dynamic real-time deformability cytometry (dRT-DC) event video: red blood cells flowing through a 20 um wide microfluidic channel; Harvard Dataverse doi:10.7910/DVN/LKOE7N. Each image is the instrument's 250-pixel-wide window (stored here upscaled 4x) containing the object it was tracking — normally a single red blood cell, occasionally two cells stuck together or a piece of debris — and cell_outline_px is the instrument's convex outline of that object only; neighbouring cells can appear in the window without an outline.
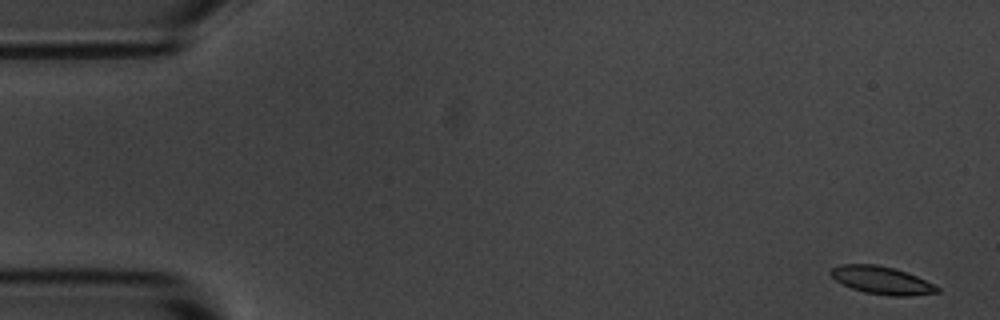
{"species": "common noctule bat (a hibernating species)", "species_latin": "Nyctalus noctula", "temperature_condition": "room temperature", "stored_images_in_passage": 10, "camera_frame_rate_fps": 3000, "um_per_image_px": 0.085, "animal": {"sex": "male", "body_mass_g": 20.1, "forearm_length_mm": 53.5}, "frame": {"image": 1, "passage_image": 1, "time_ms": 0.0, "image_size_px": [1000, 320], "cell_outline_px": [[940, 292], [908, 296], [888, 296], [864, 292], [852, 288], [836, 280], [828, 272], [832, 268], [840, 264], [876, 264], [892, 268], [916, 276], [940, 288]], "centroid_in_image_um": [74.92, 23.83], "position_along_channel_um": 10.1, "area_um2": 16.99}}
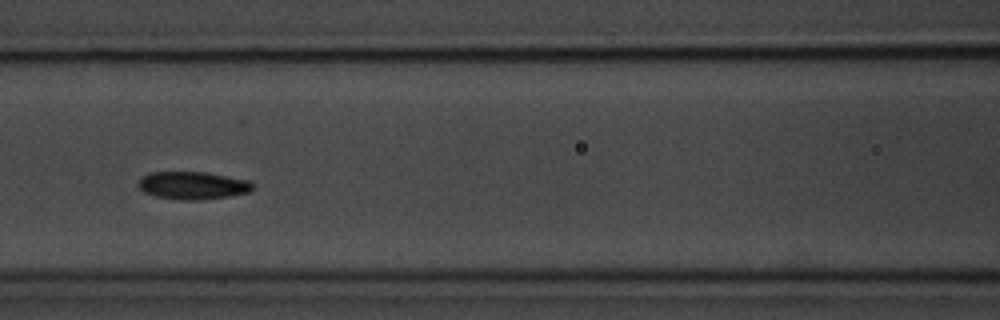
{"frame": {"image": 2, "passage_image": 7, "time_ms": 7.333, "image_size_px": [1000, 320], "cell_outline_px": [[256, 188], [248, 192], [228, 196], [204, 200], [180, 200], [156, 196], [144, 192], [140, 188], [140, 176], [148, 172], [208, 172], [248, 180], [256, 184]], "centroid_in_image_um": [16.43, 15.76], "position_along_channel_um": 150.2, "area_um2": 18.67}}
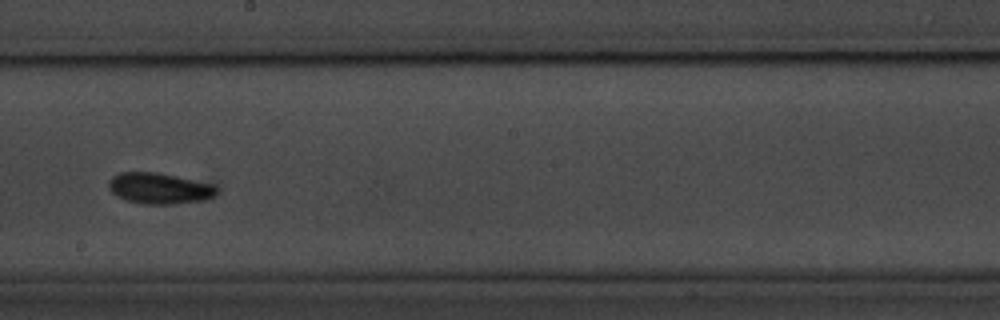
{"frame": {"image": 3, "passage_image": 9, "time_ms": 9.667, "image_size_px": [1000, 320], "cell_outline_px": [[220, 188], [216, 196], [204, 200], [176, 204], [144, 204], [124, 200], [116, 196], [108, 188], [108, 180], [112, 176], [120, 172], [156, 172], [216, 184]], "centroid_in_image_um": [13.58, 16.01], "position_along_channel_um": 234.6, "area_um2": 20.0}}